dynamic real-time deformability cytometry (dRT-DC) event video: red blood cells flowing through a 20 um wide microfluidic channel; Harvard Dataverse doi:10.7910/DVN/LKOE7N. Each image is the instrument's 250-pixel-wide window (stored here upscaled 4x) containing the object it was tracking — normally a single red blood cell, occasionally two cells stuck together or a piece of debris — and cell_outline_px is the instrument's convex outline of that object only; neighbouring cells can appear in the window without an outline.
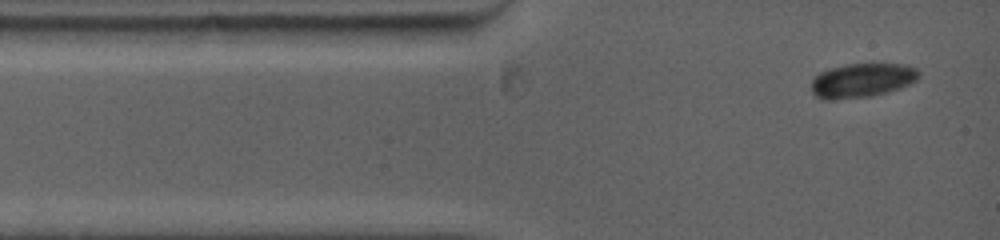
{"species": "common noctule bat (a hibernating species)", "species_latin": "Nyctalus noctula", "temperature_condition": "warm", "stored_images_in_passage": 7, "camera_frame_rate_fps": 5000, "um_per_image_px": 0.085, "animal": {"sex": "female", "body_mass_g": 19.0, "forearm_length_mm": 53.3}, "frame": {"image": 1, "passage_image": 1, "time_ms": 0.0, "image_size_px": [1000, 240], "cell_outline_px": [[920, 76], [916, 80], [900, 88], [888, 92], [868, 96], [828, 100], [824, 100], [816, 96], [812, 92], [812, 80], [820, 72], [828, 68], [848, 64], [904, 64], [916, 68], [920, 72]], "centroid_in_image_um": [73.27, 6.82], "position_along_channel_um": 11.7, "area_um2": 21.33}}
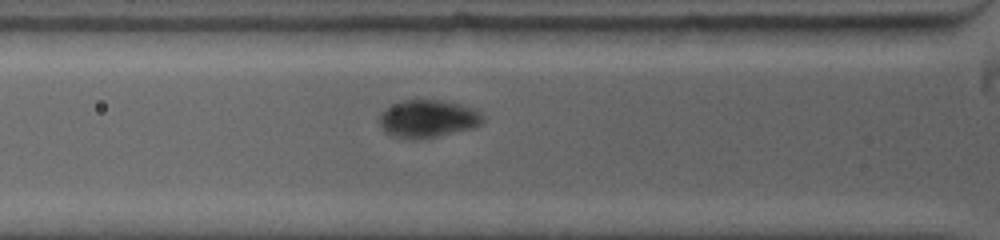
{"frame": {"image": 2, "passage_image": 5, "time_ms": 3.0, "image_size_px": [1000, 240], "cell_outline_px": [[484, 120], [480, 124], [472, 128], [436, 136], [416, 140], [412, 140], [392, 136], [384, 132], [380, 124], [380, 112], [404, 100], [440, 100], [460, 104], [472, 108], [480, 112], [484, 116]], "centroid_in_image_um": [36.36, 10.1], "position_along_channel_um": 89.4, "area_um2": 22.54}}
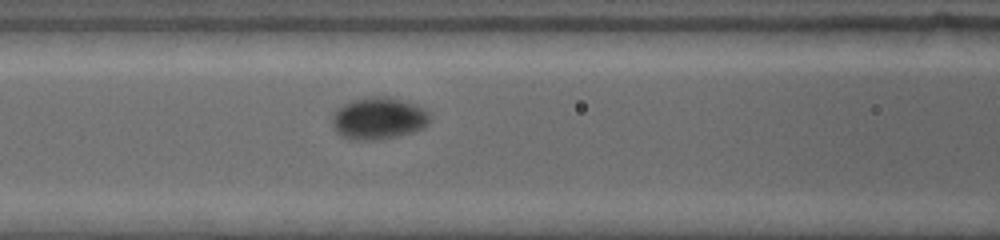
{"frame": {"image": 3, "passage_image": 7, "time_ms": 4.2, "image_size_px": [1000, 240], "cell_outline_px": [[428, 124], [412, 132], [396, 136], [372, 140], [352, 140], [340, 136], [336, 132], [332, 124], [332, 116], [344, 104], [352, 100], [368, 96], [388, 96], [424, 108], [428, 112]], "centroid_in_image_um": [32.13, 10.06], "position_along_channel_um": 134.5, "area_um2": 23.64}}